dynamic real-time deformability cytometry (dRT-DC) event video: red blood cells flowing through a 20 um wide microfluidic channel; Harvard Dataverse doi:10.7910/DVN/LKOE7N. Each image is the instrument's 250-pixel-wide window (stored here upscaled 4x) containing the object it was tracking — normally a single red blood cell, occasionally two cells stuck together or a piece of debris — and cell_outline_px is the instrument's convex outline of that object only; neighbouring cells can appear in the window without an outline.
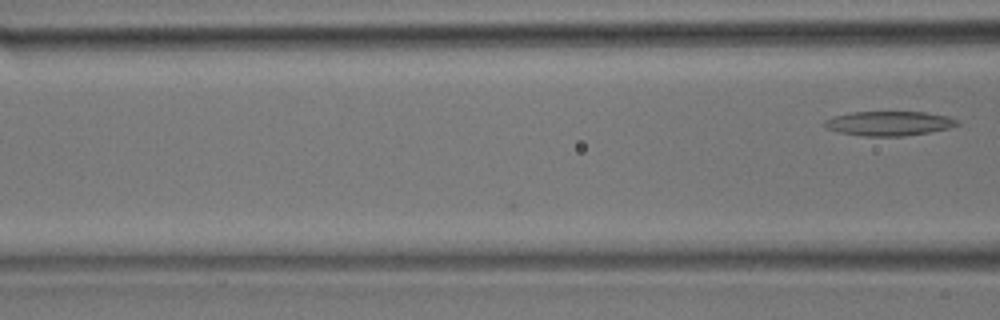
{"species": "common noctule bat (a hibernating species)", "species_latin": "Nyctalus noctula", "temperature_condition": "room temperature", "stored_images_in_passage": 5, "camera_frame_rate_fps": 3000, "um_per_image_px": 0.085, "animal": {"sex": "male", "body_mass_g": 17.9}, "frame": {"image": 1, "passage_image": 5, "time_ms": 1.333, "image_size_px": [1000, 320], "cell_outline_px": [[960, 124], [948, 128], [928, 132], [904, 136], [860, 136], [840, 132], [828, 128], [820, 124], [824, 120], [832, 116], [848, 112], [924, 112], [948, 116], [956, 120]], "centroid_in_image_um": [75.5, 10.48], "position_along_channel_um": 91.1, "area_um2": 18.96}}